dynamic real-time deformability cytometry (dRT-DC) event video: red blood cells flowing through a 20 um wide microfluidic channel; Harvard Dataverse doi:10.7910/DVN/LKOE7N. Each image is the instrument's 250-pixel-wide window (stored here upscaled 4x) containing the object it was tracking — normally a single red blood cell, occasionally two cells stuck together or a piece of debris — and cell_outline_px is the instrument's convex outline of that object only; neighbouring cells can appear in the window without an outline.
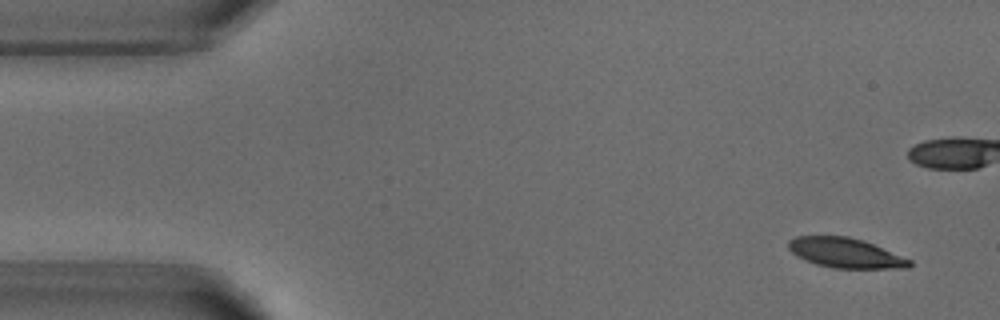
{"species": "common noctule bat (a hibernating species)", "species_latin": "Nyctalus noctula", "temperature_condition": "warm", "stored_images_in_passage": 5, "camera_frame_rate_fps": 3000, "um_per_image_px": 0.085, "animal": {"sex": "male", "body_mass_g": 18.8}, "frame": {"image": 1, "passage_image": 1, "time_ms": 0.0, "image_size_px": [1000, 320], "cell_outline_px": [[912, 264], [908, 268], [836, 268], [816, 264], [796, 256], [788, 248], [788, 240], [796, 236], [848, 236], [864, 240], [912, 260]], "centroid_in_image_um": [71.86, 21.49], "position_along_channel_um": 13.1, "area_um2": 21.04}}